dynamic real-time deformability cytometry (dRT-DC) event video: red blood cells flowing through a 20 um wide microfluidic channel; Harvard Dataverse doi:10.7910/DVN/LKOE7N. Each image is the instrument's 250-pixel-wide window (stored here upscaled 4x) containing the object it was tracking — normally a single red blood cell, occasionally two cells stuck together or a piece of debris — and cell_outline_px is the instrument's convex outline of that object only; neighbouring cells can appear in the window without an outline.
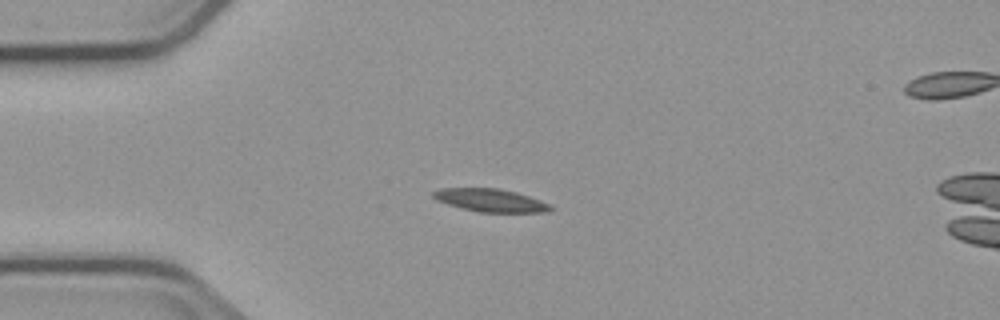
{"species": "common noctule bat (a hibernating species)", "species_latin": "Nyctalus noctula", "temperature_condition": "cold", "stored_images_in_passage": 8, "camera_frame_rate_fps": 3000, "um_per_image_px": 0.085, "animal": {"sex": "male", "body_mass_g": 23.1, "forearm_length_mm": 52.7}, "frame": {"image": 1, "passage_image": 2, "time_ms": 1.333, "image_size_px": [1000, 320], "cell_outline_px": [[552, 208], [548, 212], [480, 212], [460, 208], [436, 200], [432, 196], [432, 192], [440, 188], [500, 188], [516, 192], [540, 200], [548, 204]], "centroid_in_image_um": [41.65, 17.02], "position_along_channel_um": 43.4, "area_um2": 15.61}}
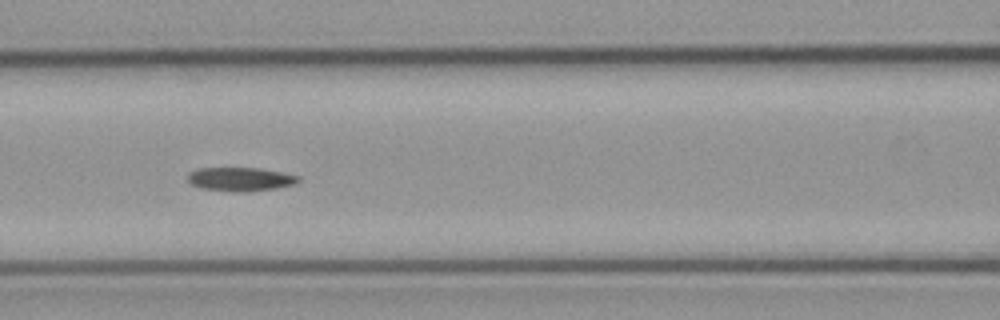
{"frame": {"image": 2, "passage_image": 5, "time_ms": 4.667, "image_size_px": [1000, 320], "cell_outline_px": [[300, 180], [296, 184], [276, 188], [244, 192], [232, 192], [200, 188], [188, 184], [188, 172], [196, 168], [260, 168], [300, 176]], "centroid_in_image_um": [20.39, 15.23], "position_along_channel_um": 146.2, "area_um2": 15.55}}
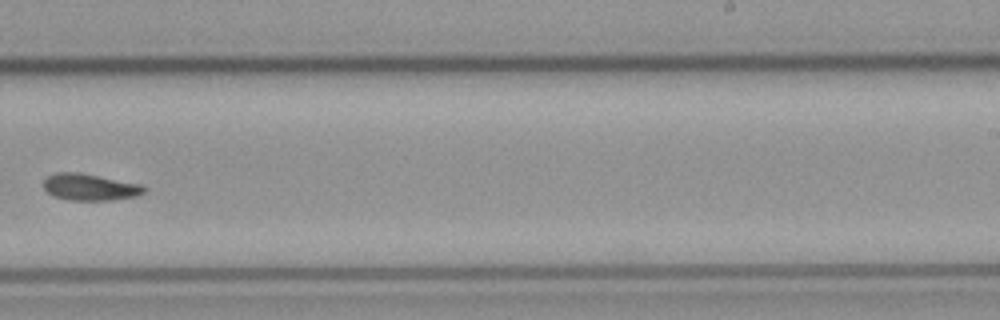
{"frame": {"image": 3, "passage_image": 8, "time_ms": 8.333, "image_size_px": [1000, 320], "cell_outline_px": [[148, 188], [144, 192], [136, 196], [112, 200], [68, 200], [52, 196], [44, 188], [44, 180], [48, 176], [56, 172], [76, 172], [140, 184]], "centroid_in_image_um": [7.63, 15.91], "position_along_channel_um": 281.4, "area_um2": 15.49}}